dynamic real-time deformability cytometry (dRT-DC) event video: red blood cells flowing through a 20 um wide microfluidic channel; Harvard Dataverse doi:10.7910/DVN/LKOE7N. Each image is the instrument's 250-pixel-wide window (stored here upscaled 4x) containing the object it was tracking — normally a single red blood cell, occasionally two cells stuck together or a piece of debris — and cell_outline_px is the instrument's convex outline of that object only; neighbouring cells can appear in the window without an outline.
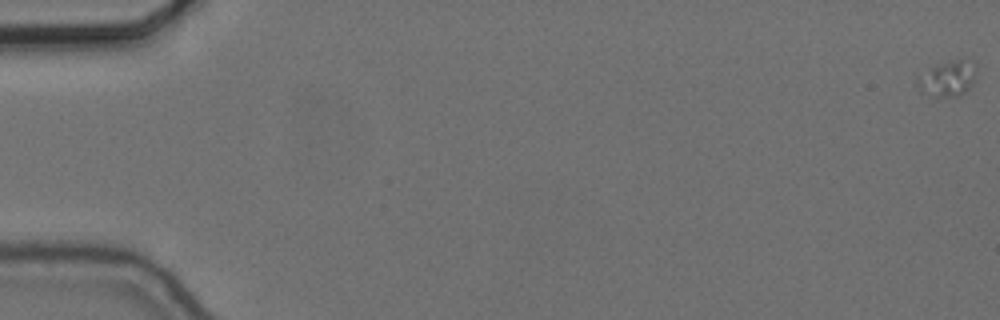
{"species": "common noctule bat (a hibernating species)", "species_latin": "Nyctalus noctula", "temperature_condition": "cold", "stored_images_in_passage": 21, "camera_frame_rate_fps": 3000, "um_per_image_px": 0.085, "animal": {"sex": "female", "body_mass_g": 24.6, "forearm_length_mm": 56.2}, "frame": {"image": 1, "passage_image": 1, "time_ms": 0.0, "image_size_px": [1000, 320], "cell_outline_px": [[976, 68], [972, 84], [960, 96], [936, 96], [920, 92], [916, 84], [916, 76], [940, 64], [952, 60], [960, 60], [976, 64]], "centroid_in_image_um": [80.51, 6.7], "position_along_channel_um": 4.5, "area_um2": 11.91}}